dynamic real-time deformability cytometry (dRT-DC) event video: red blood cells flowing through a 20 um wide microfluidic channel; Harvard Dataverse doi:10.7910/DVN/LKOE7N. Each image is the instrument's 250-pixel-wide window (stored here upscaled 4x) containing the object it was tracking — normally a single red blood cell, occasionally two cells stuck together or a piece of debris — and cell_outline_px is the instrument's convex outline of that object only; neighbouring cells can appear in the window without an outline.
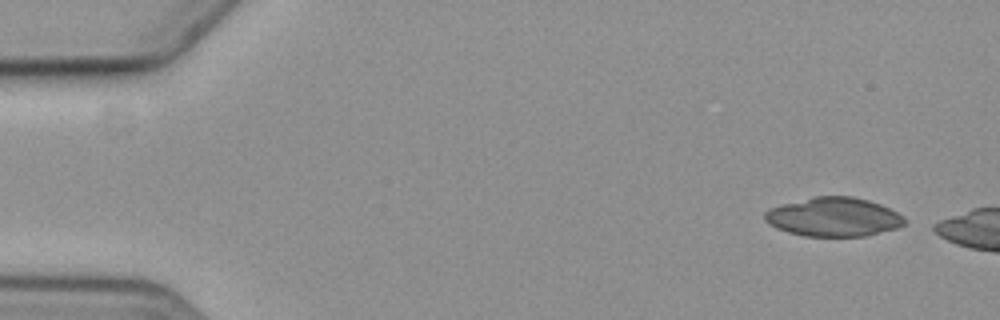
{"species": "common noctule bat (a hibernating species)", "species_latin": "Nyctalus noctula", "temperature_condition": "cold", "stored_images_in_passage": 3, "camera_frame_rate_fps": 3000, "um_per_image_px": 0.085, "animal": {"sex": "female", "body_mass_g": 19.3, "forearm_length_mm": 54.1}, "frame": {"image": 1, "passage_image": 1, "time_ms": 0.0, "image_size_px": [1000, 320], "cell_outline_px": [[904, 224], [896, 228], [864, 236], [804, 236], [788, 232], [776, 228], [768, 224], [764, 220], [764, 212], [772, 208], [784, 204], [816, 196], [852, 196], [868, 200], [880, 204], [904, 216]], "centroid_in_image_um": [70.84, 18.44], "position_along_channel_um": 14.2, "area_um2": 31.44}}